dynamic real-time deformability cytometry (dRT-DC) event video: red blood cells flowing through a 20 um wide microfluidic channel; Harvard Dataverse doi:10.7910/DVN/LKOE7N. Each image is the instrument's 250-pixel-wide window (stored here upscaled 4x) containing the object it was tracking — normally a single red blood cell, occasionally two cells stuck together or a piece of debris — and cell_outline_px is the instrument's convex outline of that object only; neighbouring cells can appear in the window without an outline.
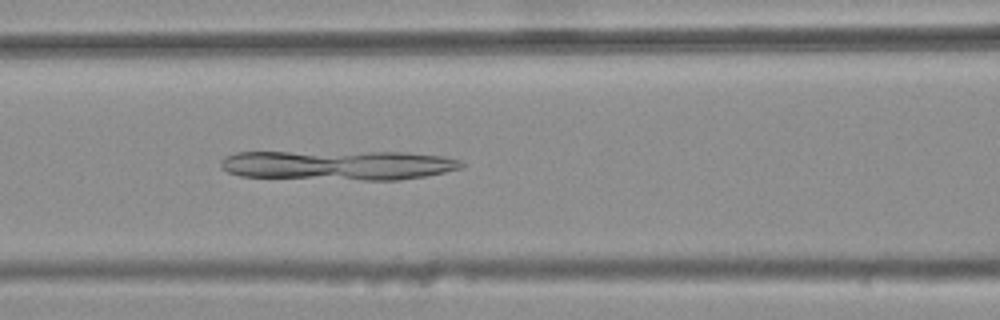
{"species": "common noctule bat (a hibernating species)", "species_latin": "Nyctalus noctula", "temperature_condition": "warm", "stored_images_in_passage": 42, "camera_frame_rate_fps": 3000, "um_per_image_px": 0.085, "animal": {"sex": "female", "body_mass_g": 25.1}, "frame": {"image": 1, "passage_image": 18, "time_ms": 5.667, "image_size_px": [1000, 320], "cell_outline_px": [[464, 164], [460, 168], [444, 172], [424, 176], [400, 180], [360, 180], [240, 176], [228, 172], [220, 164], [220, 160], [224, 156], [236, 152], [408, 152], [444, 156], [460, 160]], "centroid_in_image_um": [28.76, 14.03], "position_along_channel_um": 137.8, "area_um2": 41.79}}
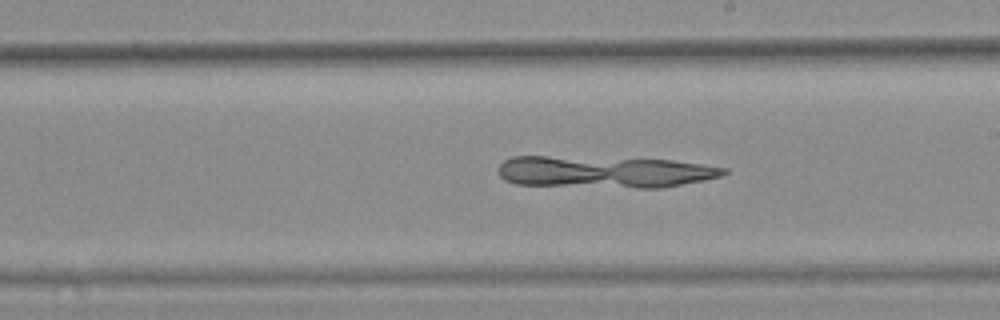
{"frame": {"image": 2, "passage_image": 26, "time_ms": 8.333, "image_size_px": [1000, 320], "cell_outline_px": [[728, 172], [720, 176], [704, 180], [660, 188], [636, 188], [516, 184], [504, 180], [496, 172], [496, 168], [504, 160], [512, 156], [544, 156], [672, 160], [704, 164], [728, 168]], "centroid_in_image_um": [51.34, 14.61], "position_along_channel_um": 237.7, "area_um2": 41.91}}
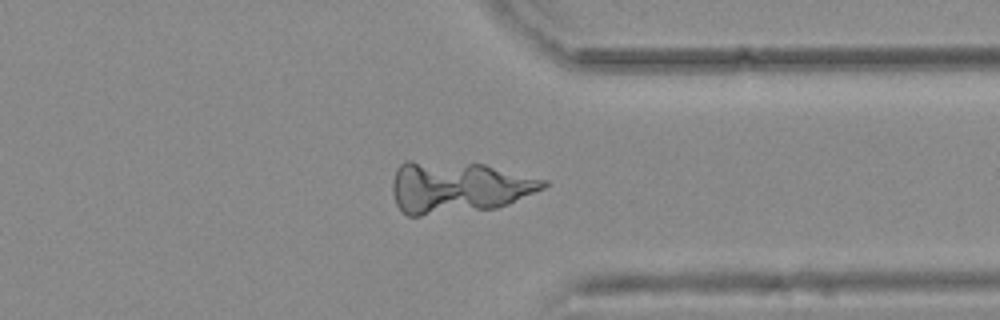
{"frame": {"image": 3, "passage_image": 37, "time_ms": 12.0, "image_size_px": [1000, 320], "cell_outline_px": [[548, 184], [544, 188], [508, 204], [496, 208], [420, 216], [408, 216], [396, 204], [392, 192], [392, 180], [396, 168], [404, 160], [412, 160], [484, 164], [548, 180]], "centroid_in_image_um": [38.91, 15.9], "position_along_channel_um": 372.5, "area_um2": 45.72}}